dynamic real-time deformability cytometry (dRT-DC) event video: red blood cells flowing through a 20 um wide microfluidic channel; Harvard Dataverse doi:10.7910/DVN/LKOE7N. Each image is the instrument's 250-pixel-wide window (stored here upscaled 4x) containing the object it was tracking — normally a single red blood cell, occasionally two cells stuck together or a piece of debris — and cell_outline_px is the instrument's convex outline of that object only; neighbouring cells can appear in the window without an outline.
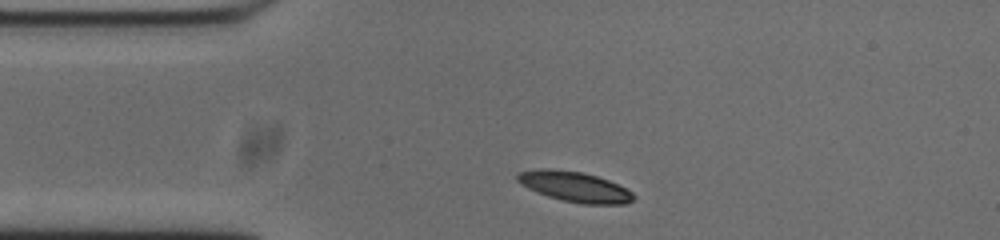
{"species": "common noctule bat (a hibernating species)", "species_latin": "Nyctalus noctula", "temperature_condition": "cold", "stored_images_in_passage": 36, "camera_frame_rate_fps": 3000, "um_per_image_px": 0.085, "animal": {"sex": "male", "body_mass_g": 20.0, "forearm_length_mm": 53.3}, "frame": {"image": 1, "passage_image": 1, "time_ms": 0.0, "image_size_px": [1000, 240], "cell_outline_px": [[636, 196], [632, 200], [624, 204], [584, 204], [564, 200], [548, 196], [536, 192], [520, 184], [516, 180], [516, 172], [540, 168], [548, 168], [580, 172], [596, 176], [608, 180], [632, 192]], "centroid_in_image_um": [48.8, 15.86], "position_along_channel_um": 36.2, "area_um2": 20.35}}
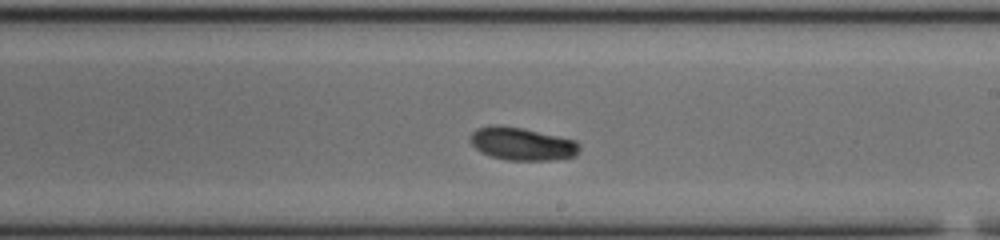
{"frame": {"image": 2, "passage_image": 20, "time_ms": 6.333, "image_size_px": [1000, 240], "cell_outline_px": [[580, 148], [576, 156], [552, 160], [508, 160], [492, 156], [480, 152], [468, 140], [472, 132], [476, 128], [492, 124], [500, 124], [520, 128], [576, 140], [580, 144]], "centroid_in_image_um": [44.35, 12.22], "position_along_channel_um": 244.7, "area_um2": 20.98}}
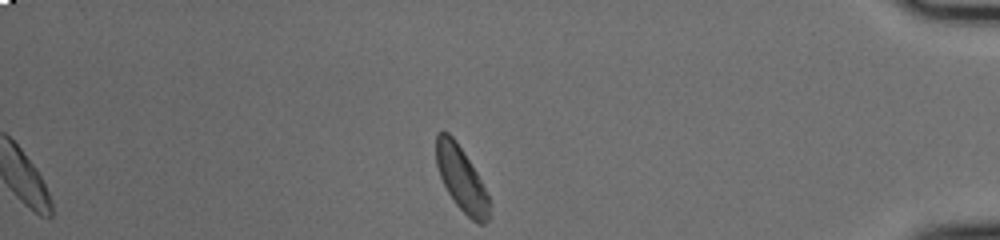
{"frame": {"image": 3, "passage_image": 36, "time_ms": 11.667, "image_size_px": [1000, 240], "cell_outline_px": [[492, 204], [488, 220], [484, 224], [480, 224], [472, 220], [456, 204], [448, 192], [440, 176], [436, 164], [436, 132], [448, 132], [456, 140], [464, 152], [476, 172]], "centroid_in_image_um": [39.23, 15.21], "position_along_channel_um": 396.0, "area_um2": 19.83}, "authors_computed_cell_mechanics": {"area_um2": 20.4323, "velocity_mm_per_s": 3.6714, "shape_relaxation_time_tau1_ms": 2.251, "shape_relaxation_time_tau2_ms": null, "deformation_change_tau1": 0.1222, "deformation_change_tau2": null}}